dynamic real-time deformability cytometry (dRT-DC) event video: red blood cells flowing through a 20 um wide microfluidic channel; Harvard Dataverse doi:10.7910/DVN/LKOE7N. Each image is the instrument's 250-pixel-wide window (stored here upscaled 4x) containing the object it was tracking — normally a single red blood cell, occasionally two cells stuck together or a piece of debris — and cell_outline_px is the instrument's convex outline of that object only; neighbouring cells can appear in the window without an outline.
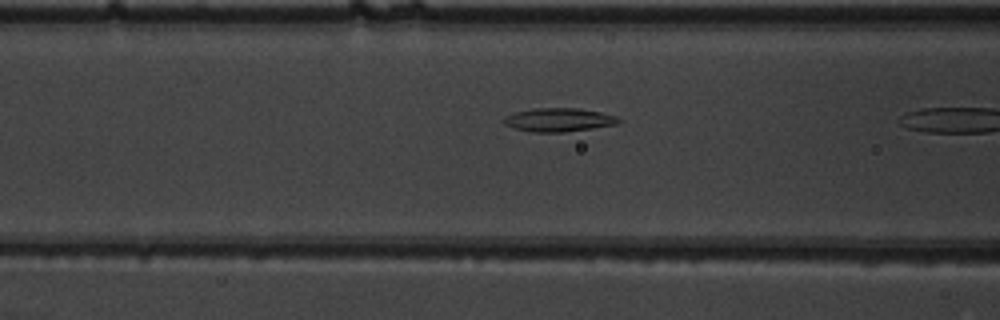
{"species": "common noctule bat (a hibernating species)", "species_latin": "Nyctalus noctula", "temperature_condition": "warm", "stored_images_in_passage": 5, "camera_frame_rate_fps": 3000, "um_per_image_px": 0.085, "animal": {"sex": "male", "body_mass_g": 19.5, "forearm_length_mm": 54.6}, "frame": {"image": 1, "passage_image": 4, "time_ms": 1.0, "image_size_px": [1000, 320], "cell_outline_px": [[624, 120], [616, 124], [592, 128], [564, 132], [532, 132], [512, 128], [504, 124], [500, 120], [504, 116], [512, 112], [536, 108], [576, 108], [600, 112], [616, 116]], "centroid_in_image_um": [47.43, 10.18], "position_along_channel_um": 119.2, "area_um2": 15.95}}